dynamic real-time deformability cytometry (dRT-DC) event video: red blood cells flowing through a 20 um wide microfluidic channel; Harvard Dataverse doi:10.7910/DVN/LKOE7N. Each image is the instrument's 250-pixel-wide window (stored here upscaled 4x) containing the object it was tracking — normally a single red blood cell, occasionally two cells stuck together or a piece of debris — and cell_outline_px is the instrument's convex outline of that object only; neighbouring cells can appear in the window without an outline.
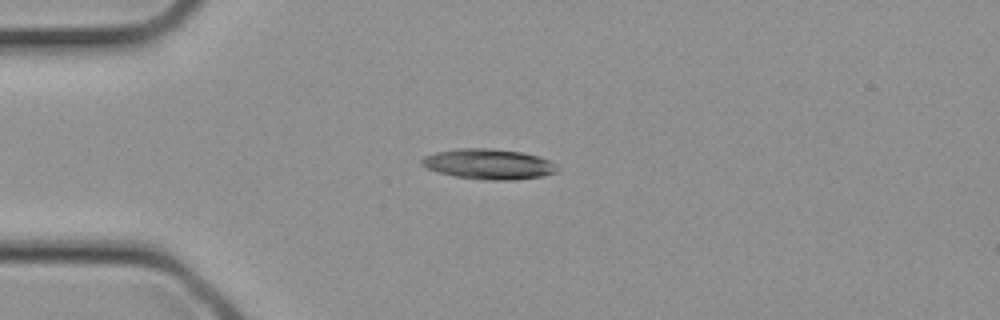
{"species": "common noctule bat (a hibernating species)", "species_latin": "Nyctalus noctula", "temperature_condition": "cold", "stored_images_in_passage": 2, "camera_frame_rate_fps": 3000, "um_per_image_px": 0.085, "animal": {"sex": "female", "body_mass_g": 21.9}, "frame": {"image": 1, "passage_image": 2, "time_ms": 0.333, "image_size_px": [1000, 320], "cell_outline_px": [[560, 172], [544, 176], [516, 180], [484, 180], [452, 176], [428, 168], [420, 164], [420, 160], [424, 156], [436, 152], [460, 148], [488, 148], [520, 152], [552, 160], [560, 168]], "centroid_in_image_um": [41.59, 13.96], "position_along_channel_um": 43.4, "area_um2": 24.22}}